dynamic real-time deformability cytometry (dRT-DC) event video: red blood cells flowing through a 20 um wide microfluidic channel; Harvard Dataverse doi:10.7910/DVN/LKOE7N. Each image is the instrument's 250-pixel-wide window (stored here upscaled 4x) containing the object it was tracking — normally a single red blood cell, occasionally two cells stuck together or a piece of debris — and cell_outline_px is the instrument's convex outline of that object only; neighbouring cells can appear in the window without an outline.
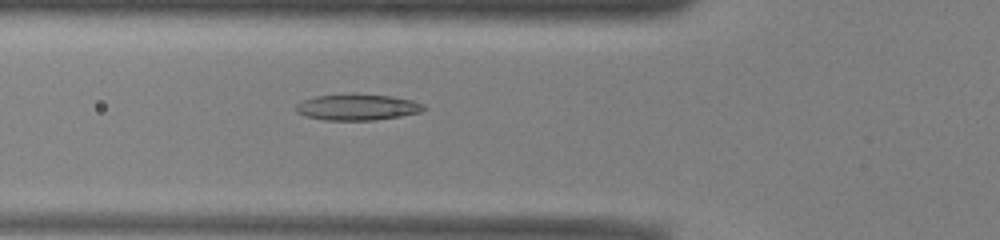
{"species": "common noctule bat (a hibernating species)", "species_latin": "Nyctalus noctula", "temperature_condition": "warm", "stored_images_in_passage": 46, "camera_frame_rate_fps": 3000, "um_per_image_px": 0.085, "animal": {"sex": "male", "body_mass_g": 13.0, "forearm_length_mm": 53.1}, "frame": {"image": 1, "passage_image": 13, "time_ms": 4.0, "image_size_px": [1000, 240], "cell_outline_px": [[428, 108], [420, 112], [400, 116], [376, 120], [324, 120], [304, 116], [296, 112], [296, 104], [304, 100], [316, 96], [352, 92], [392, 96], [412, 100], [424, 104]], "centroid_in_image_um": [30.38, 9.09], "position_along_channel_um": 95.4, "area_um2": 19.94}}
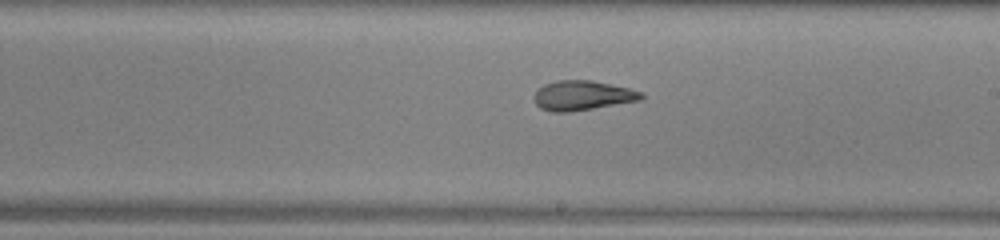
{"frame": {"image": 2, "passage_image": 24, "time_ms": 7.667, "image_size_px": [1000, 240], "cell_outline_px": [[644, 96], [640, 100], [572, 112], [552, 112], [540, 108], [536, 104], [532, 96], [544, 84], [556, 80], [592, 80], [628, 88], [644, 92]], "centroid_in_image_um": [49.49, 8.12], "position_along_channel_um": 239.5, "area_um2": 18.61}}
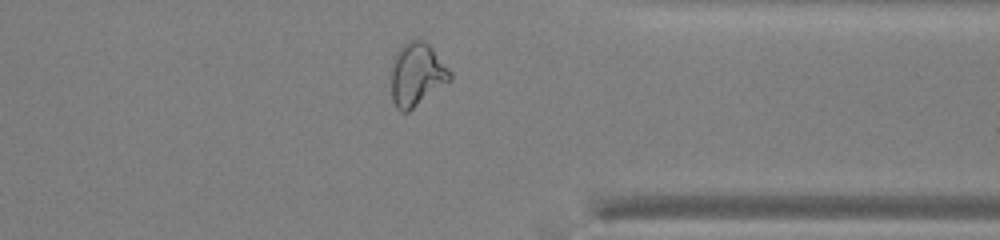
{"frame": {"image": 3, "passage_image": 35, "time_ms": 11.333, "image_size_px": [1000, 240], "cell_outline_px": [[452, 80], [408, 112], [400, 112], [396, 108], [392, 100], [392, 64], [396, 52], [400, 44], [408, 40], [424, 40], [432, 48], [452, 72]], "centroid_in_image_um": [35.43, 6.33], "position_along_channel_um": 376.0, "area_um2": 21.85}, "authors_computed_cell_mechanics": {"area_um2": 20.6057, "velocity_mm_per_s": 3.9339, "shape_relaxation_time_tau1_ms": null, "shape_relaxation_time_tau2_ms": 2.0634, "deformation_change_tau1": null, "deformation_change_tau2": 0.1003}}